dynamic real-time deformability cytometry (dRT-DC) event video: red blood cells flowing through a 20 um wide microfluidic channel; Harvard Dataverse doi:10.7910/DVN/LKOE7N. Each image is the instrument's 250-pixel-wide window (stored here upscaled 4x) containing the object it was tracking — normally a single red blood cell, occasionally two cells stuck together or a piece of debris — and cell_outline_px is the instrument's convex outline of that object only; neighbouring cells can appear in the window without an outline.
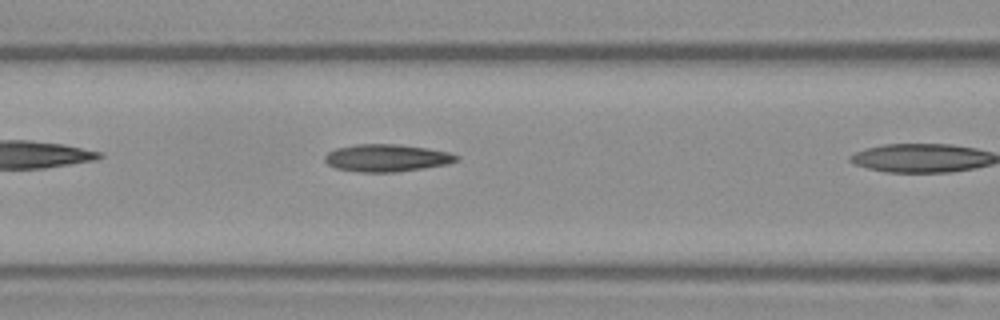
{"species": "Egyptian fruit bat (a non-hibernating species)", "species_latin": "Rousettus aegyptiacus", "temperature_condition": "warm", "stored_images_in_passage": 7, "camera_frame_rate_fps": 3000, "um_per_image_px": 0.085, "frame": {"image": 1, "passage_image": 6, "time_ms": 1.667, "image_size_px": [1000, 320], "cell_outline_px": [[460, 160], [448, 164], [424, 168], [396, 172], [360, 172], [336, 168], [328, 164], [324, 160], [324, 156], [328, 152], [336, 148], [356, 144], [396, 144], [428, 148], [448, 152], [460, 156]], "centroid_in_image_um": [32.89, 13.42], "position_along_channel_um": 133.7, "area_um2": 21.1}}